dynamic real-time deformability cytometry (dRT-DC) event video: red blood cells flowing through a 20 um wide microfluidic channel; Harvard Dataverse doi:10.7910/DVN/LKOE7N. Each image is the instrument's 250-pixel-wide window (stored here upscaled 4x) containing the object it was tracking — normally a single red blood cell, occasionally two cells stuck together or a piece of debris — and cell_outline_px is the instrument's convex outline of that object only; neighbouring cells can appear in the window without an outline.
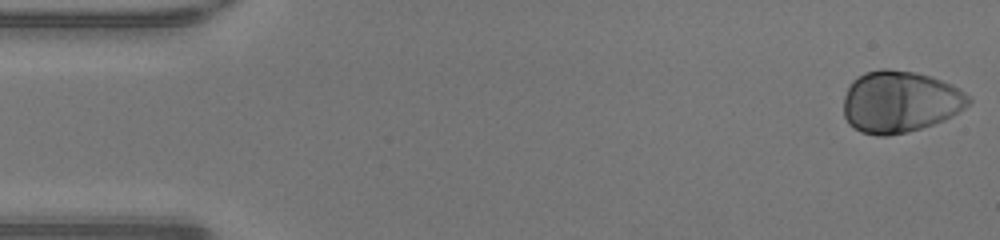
{"species": "human", "species_latin": "Homo sapiens", "temperature_condition": "warm", "stored_images_in_passage": 48, "camera_frame_rate_fps": 3000, "um_per_image_px": 0.085, "donor": {"sex": "male"}, "frame": {"image": 1, "passage_image": 1, "time_ms": 0.0, "image_size_px": [1000, 240], "cell_outline_px": [[972, 100], [964, 108], [952, 116], [944, 120], [908, 132], [888, 136], [876, 136], [860, 132], [848, 124], [844, 116], [844, 96], [848, 84], [852, 80], [864, 72], [884, 68], [888, 68], [916, 72], [932, 76], [952, 84], [960, 88], [972, 96]], "centroid_in_image_um": [76.49, 8.64], "position_along_channel_um": 8.5, "area_um2": 45.66}}
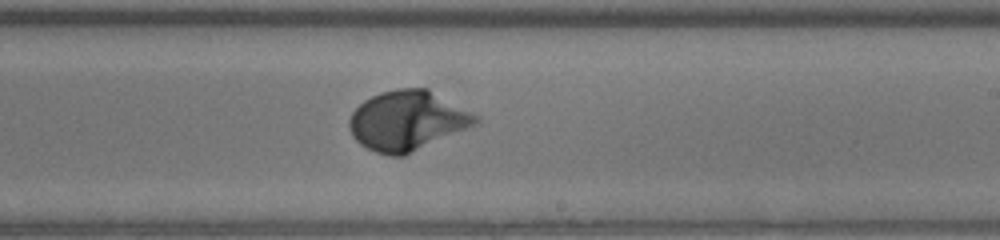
{"frame": {"image": 2, "passage_image": 28, "time_ms": 9.0, "image_size_px": [1000, 240], "cell_outline_px": [[480, 124], [404, 156], [388, 156], [376, 152], [360, 144], [352, 136], [348, 128], [348, 120], [352, 112], [364, 100], [380, 92], [396, 88], [428, 88], [480, 116]], "centroid_in_image_um": [34.66, 10.26], "position_along_channel_um": 254.3, "area_um2": 44.56}}
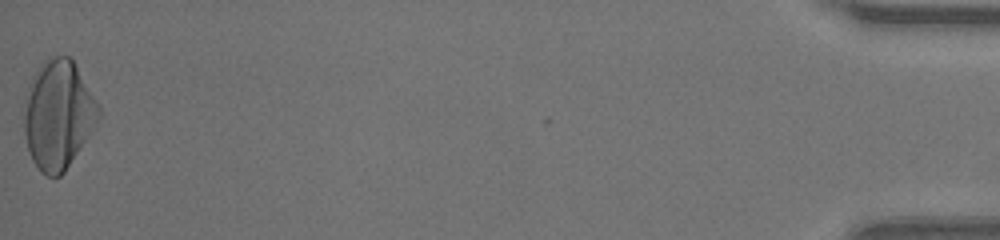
{"frame": {"image": 3, "passage_image": 48, "time_ms": 15.667, "image_size_px": [1000, 240], "cell_outline_px": [[100, 116], [64, 172], [60, 176], [48, 176], [40, 172], [32, 160], [28, 152], [24, 132], [24, 96], [32, 76], [40, 64], [48, 56], [68, 56], [76, 64], [100, 108]], "centroid_in_image_um": [4.9, 9.72], "position_along_channel_um": 430.3, "area_um2": 47.05}, "authors_computed_cell_mechanics": {"area_um2": 43.3211, "velocity_mm_per_s": 4.254, "shape_relaxation_time_tau1_ms": 2.0048, "shape_relaxation_time_tau2_ms": null, "deformation_change_tau1": 0.1627, "deformation_change_tau2": null}}